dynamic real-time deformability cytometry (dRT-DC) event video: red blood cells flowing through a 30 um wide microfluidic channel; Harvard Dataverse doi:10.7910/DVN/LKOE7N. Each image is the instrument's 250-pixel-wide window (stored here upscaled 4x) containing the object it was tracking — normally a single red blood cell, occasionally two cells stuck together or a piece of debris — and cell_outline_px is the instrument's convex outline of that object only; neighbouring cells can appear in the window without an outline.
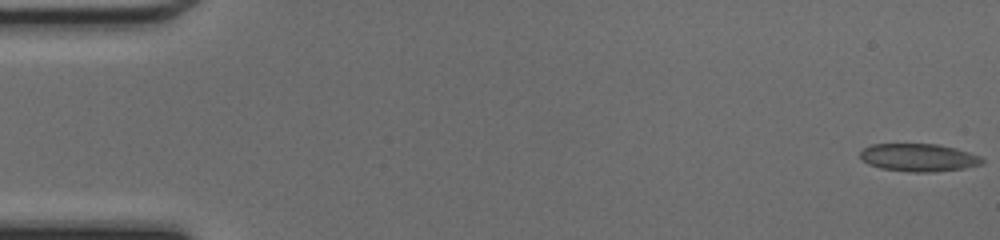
{"species": "common noctule bat (a hibernating species)", "species_latin": "Nyctalus noctula", "temperature_condition": "cold", "stored_images_in_passage": 49, "camera_frame_rate_fps": 3000, "um_per_image_px": 0.085, "animal": {"sex": "female", "body_mass_g": 17.0, "forearm_length_mm": 48.0}, "frame": {"image": 1, "passage_image": 1, "time_ms": 0.0, "image_size_px": [1000, 240], "cell_outline_px": [[984, 160], [980, 164], [964, 168], [932, 172], [912, 172], [880, 168], [868, 164], [860, 156], [860, 152], [864, 148], [872, 144], [936, 144], [956, 148], [980, 156]], "centroid_in_image_um": [78.07, 13.39], "position_along_channel_um": 6.9, "area_um2": 19.59}}
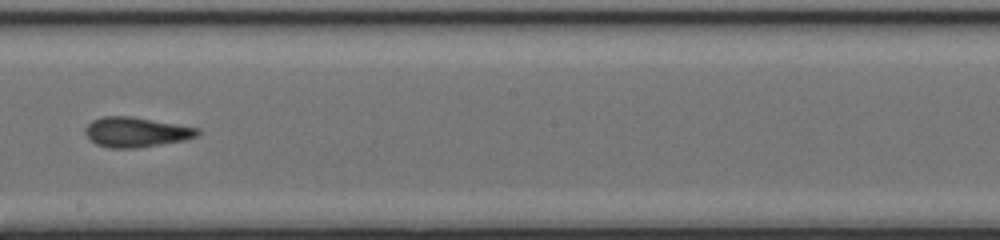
{"frame": {"image": 2, "passage_image": 28, "time_ms": 9.0, "image_size_px": [1000, 240], "cell_outline_px": [[200, 132], [196, 136], [184, 140], [136, 148], [108, 148], [96, 144], [84, 132], [84, 128], [92, 120], [104, 116], [132, 116], [200, 128]], "centroid_in_image_um": [11.56, 11.22], "position_along_channel_um": 236.6, "area_um2": 19.54}}
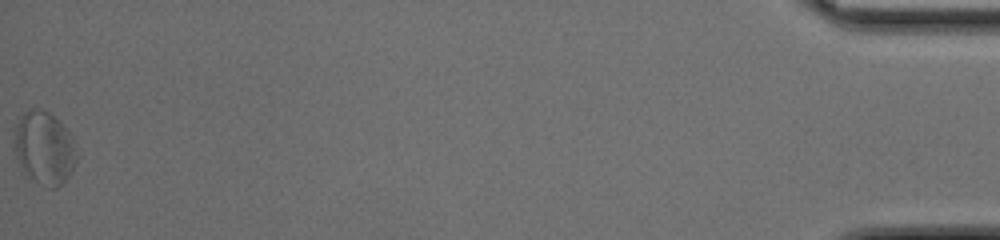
{"frame": {"image": 3, "passage_image": 49, "time_ms": 16.0, "image_size_px": [1000, 240], "cell_outline_px": [[76, 164], [68, 176], [56, 188], [48, 188], [24, 176], [20, 168], [16, 156], [16, 124], [20, 116], [28, 108], [40, 108], [48, 112], [72, 136], [76, 156]], "centroid_in_image_um": [3.74, 12.61], "position_along_channel_um": 431.5, "area_um2": 26.3}, "authors_computed_cell_mechanics": {"area_um2": 19.9988, "velocity_mm_per_s": 4.2656, "shape_relaxation_time_tau1_ms": 10.079, "shape_relaxation_time_tau2_ms": 2.7572, "deformation_change_tau1": 0.1833, "deformation_change_tau2": 0.087}}